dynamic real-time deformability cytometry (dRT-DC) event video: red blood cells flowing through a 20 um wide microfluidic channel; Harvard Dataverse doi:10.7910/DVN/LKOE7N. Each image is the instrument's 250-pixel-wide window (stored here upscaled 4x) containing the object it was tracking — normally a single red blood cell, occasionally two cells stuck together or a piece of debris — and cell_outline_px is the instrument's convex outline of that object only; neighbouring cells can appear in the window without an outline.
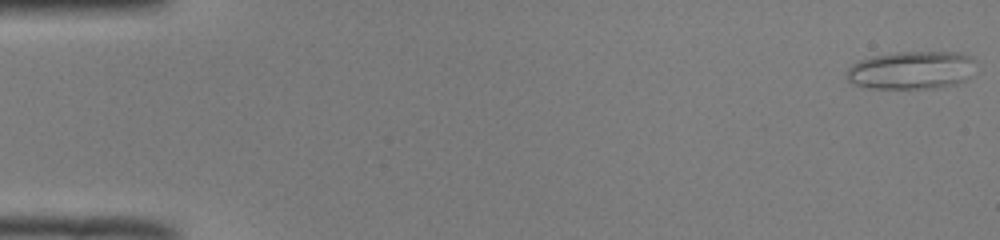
{"species": "common noctule bat (a hibernating species)", "species_latin": "Nyctalus noctula", "temperature_condition": "room temperature", "stored_images_in_passage": 51, "camera_frame_rate_fps": 3000, "um_per_image_px": 0.085, "animal": {"sex": "male", "body_mass_g": 19.0, "forearm_length_mm": 50.8}, "frame": {"image": 1, "passage_image": 1, "time_ms": 0.0, "image_size_px": [1000, 240], "cell_outline_px": [[976, 60], [972, 76], [968, 80], [956, 84], [936, 88], [868, 88], [852, 84], [844, 76], [848, 68], [852, 64], [860, 60], [872, 56], [896, 52], [960, 52], [972, 56]], "centroid_in_image_um": [77.5, 5.96], "position_along_channel_um": 7.5, "area_um2": 29.19}}
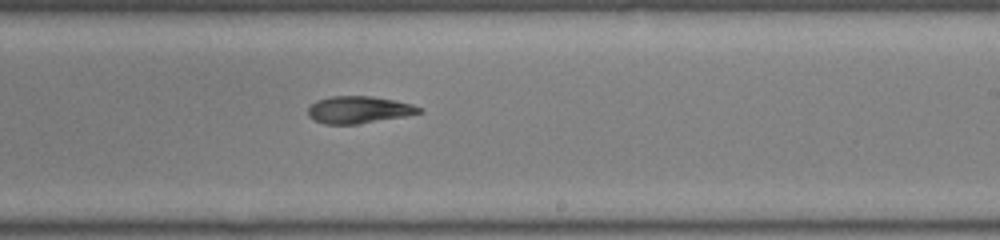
{"frame": {"image": 2, "passage_image": 31, "time_ms": 10.0, "image_size_px": [1000, 240], "cell_outline_px": [[424, 112], [404, 116], [356, 124], [324, 124], [308, 116], [308, 108], [316, 100], [332, 96], [372, 96], [412, 104], [424, 108]], "centroid_in_image_um": [30.51, 9.32], "position_along_channel_um": 258.5, "area_um2": 17.46}}
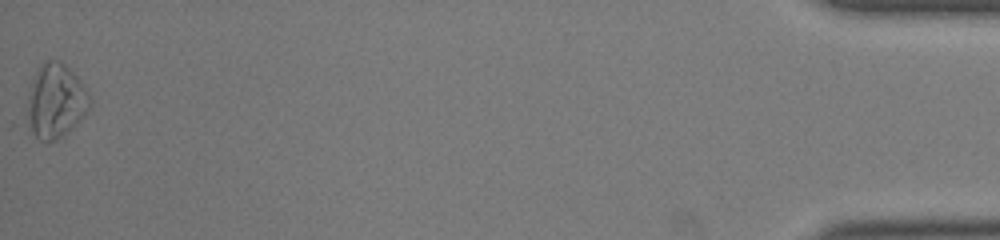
{"frame": {"image": 3, "passage_image": 51, "time_ms": 16.667, "image_size_px": [1000, 240], "cell_outline_px": [[92, 104], [84, 116], [60, 136], [52, 140], [40, 140], [24, 124], [28, 96], [32, 80], [36, 72], [44, 60], [60, 60], [84, 84], [92, 100]], "centroid_in_image_um": [4.7, 8.57], "position_along_channel_um": 430.5, "area_um2": 27.11}, "authors_computed_cell_mechanics": {"area_um2": 18.9584, "velocity_mm_per_s": 3.9942, "shape_relaxation_time_tau1_ms": null, "shape_relaxation_time_tau2_ms": 6.9207, "deformation_change_tau1": null, "deformation_change_tau2": 0.1459}}